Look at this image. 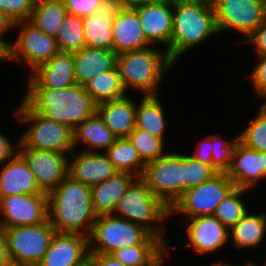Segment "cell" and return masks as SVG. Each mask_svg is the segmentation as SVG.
<instances>
[{
	"label": "cell",
	"mask_w": 266,
	"mask_h": 266,
	"mask_svg": "<svg viewBox=\"0 0 266 266\" xmlns=\"http://www.w3.org/2000/svg\"><path fill=\"white\" fill-rule=\"evenodd\" d=\"M48 221L57 232L90 236L96 214L91 187L66 177L47 194Z\"/></svg>",
	"instance_id": "6da1fadb"
},
{
	"label": "cell",
	"mask_w": 266,
	"mask_h": 266,
	"mask_svg": "<svg viewBox=\"0 0 266 266\" xmlns=\"http://www.w3.org/2000/svg\"><path fill=\"white\" fill-rule=\"evenodd\" d=\"M215 35L220 34L211 0H173L170 60L175 65L188 51L203 46Z\"/></svg>",
	"instance_id": "7a4b0ae2"
},
{
	"label": "cell",
	"mask_w": 266,
	"mask_h": 266,
	"mask_svg": "<svg viewBox=\"0 0 266 266\" xmlns=\"http://www.w3.org/2000/svg\"><path fill=\"white\" fill-rule=\"evenodd\" d=\"M24 93L22 100L34 112L72 130L97 113L98 104L78 83L64 89H25Z\"/></svg>",
	"instance_id": "3957f363"
},
{
	"label": "cell",
	"mask_w": 266,
	"mask_h": 266,
	"mask_svg": "<svg viewBox=\"0 0 266 266\" xmlns=\"http://www.w3.org/2000/svg\"><path fill=\"white\" fill-rule=\"evenodd\" d=\"M117 67L127 94L132 92L145 96L158 95L160 86L165 82L164 77L171 74L176 65L164 49L151 46L118 54Z\"/></svg>",
	"instance_id": "277c9868"
},
{
	"label": "cell",
	"mask_w": 266,
	"mask_h": 266,
	"mask_svg": "<svg viewBox=\"0 0 266 266\" xmlns=\"http://www.w3.org/2000/svg\"><path fill=\"white\" fill-rule=\"evenodd\" d=\"M114 215L144 227L170 246L172 239H167L166 226L170 220V209L149 190L141 177H137L118 200Z\"/></svg>",
	"instance_id": "5b68a950"
},
{
	"label": "cell",
	"mask_w": 266,
	"mask_h": 266,
	"mask_svg": "<svg viewBox=\"0 0 266 266\" xmlns=\"http://www.w3.org/2000/svg\"><path fill=\"white\" fill-rule=\"evenodd\" d=\"M13 109L14 120L27 128L19 136L18 149H38L71 154L73 130L34 112L23 100Z\"/></svg>",
	"instance_id": "8992f818"
},
{
	"label": "cell",
	"mask_w": 266,
	"mask_h": 266,
	"mask_svg": "<svg viewBox=\"0 0 266 266\" xmlns=\"http://www.w3.org/2000/svg\"><path fill=\"white\" fill-rule=\"evenodd\" d=\"M136 244H164L144 227L114 214L98 216L89 236V253L112 254Z\"/></svg>",
	"instance_id": "52a82bcc"
},
{
	"label": "cell",
	"mask_w": 266,
	"mask_h": 266,
	"mask_svg": "<svg viewBox=\"0 0 266 266\" xmlns=\"http://www.w3.org/2000/svg\"><path fill=\"white\" fill-rule=\"evenodd\" d=\"M13 33L17 35L6 46V61L27 67V76L59 52L56 39L39 30L29 20L14 23Z\"/></svg>",
	"instance_id": "ba28073f"
},
{
	"label": "cell",
	"mask_w": 266,
	"mask_h": 266,
	"mask_svg": "<svg viewBox=\"0 0 266 266\" xmlns=\"http://www.w3.org/2000/svg\"><path fill=\"white\" fill-rule=\"evenodd\" d=\"M226 173H217L210 180L185 191L170 208V220L179 216V223L187 218L214 215L218 204L235 189ZM185 217V218H184Z\"/></svg>",
	"instance_id": "9c48e42d"
},
{
	"label": "cell",
	"mask_w": 266,
	"mask_h": 266,
	"mask_svg": "<svg viewBox=\"0 0 266 266\" xmlns=\"http://www.w3.org/2000/svg\"><path fill=\"white\" fill-rule=\"evenodd\" d=\"M10 262L37 266L50 246L55 228L49 221L31 226L3 228Z\"/></svg>",
	"instance_id": "30bf717a"
},
{
	"label": "cell",
	"mask_w": 266,
	"mask_h": 266,
	"mask_svg": "<svg viewBox=\"0 0 266 266\" xmlns=\"http://www.w3.org/2000/svg\"><path fill=\"white\" fill-rule=\"evenodd\" d=\"M179 151V152H178ZM184 151H167L145 165L142 179L169 209L183 194Z\"/></svg>",
	"instance_id": "8fae6325"
},
{
	"label": "cell",
	"mask_w": 266,
	"mask_h": 266,
	"mask_svg": "<svg viewBox=\"0 0 266 266\" xmlns=\"http://www.w3.org/2000/svg\"><path fill=\"white\" fill-rule=\"evenodd\" d=\"M211 2L219 34L238 33L237 39L240 35L241 40L236 41L237 44H241L266 19V0H211Z\"/></svg>",
	"instance_id": "7c38bea8"
},
{
	"label": "cell",
	"mask_w": 266,
	"mask_h": 266,
	"mask_svg": "<svg viewBox=\"0 0 266 266\" xmlns=\"http://www.w3.org/2000/svg\"><path fill=\"white\" fill-rule=\"evenodd\" d=\"M47 221V193L11 195L0 199L2 228L38 225Z\"/></svg>",
	"instance_id": "4fadbf2b"
},
{
	"label": "cell",
	"mask_w": 266,
	"mask_h": 266,
	"mask_svg": "<svg viewBox=\"0 0 266 266\" xmlns=\"http://www.w3.org/2000/svg\"><path fill=\"white\" fill-rule=\"evenodd\" d=\"M184 249L191 248L198 255H216L222 248L229 246V230L213 215L198 216L185 219ZM220 250V251H218ZM215 252V253H214Z\"/></svg>",
	"instance_id": "5bb4252c"
},
{
	"label": "cell",
	"mask_w": 266,
	"mask_h": 266,
	"mask_svg": "<svg viewBox=\"0 0 266 266\" xmlns=\"http://www.w3.org/2000/svg\"><path fill=\"white\" fill-rule=\"evenodd\" d=\"M134 9L137 11L148 42L152 46H161L162 49H165L170 59L173 0H147Z\"/></svg>",
	"instance_id": "9a60e30c"
},
{
	"label": "cell",
	"mask_w": 266,
	"mask_h": 266,
	"mask_svg": "<svg viewBox=\"0 0 266 266\" xmlns=\"http://www.w3.org/2000/svg\"><path fill=\"white\" fill-rule=\"evenodd\" d=\"M18 152L27 161L43 192L48 194L68 177L70 154L38 149H18Z\"/></svg>",
	"instance_id": "2e32d148"
},
{
	"label": "cell",
	"mask_w": 266,
	"mask_h": 266,
	"mask_svg": "<svg viewBox=\"0 0 266 266\" xmlns=\"http://www.w3.org/2000/svg\"><path fill=\"white\" fill-rule=\"evenodd\" d=\"M226 174L236 188L255 191L266 182V152L255 151L238 141Z\"/></svg>",
	"instance_id": "e0dca14e"
},
{
	"label": "cell",
	"mask_w": 266,
	"mask_h": 266,
	"mask_svg": "<svg viewBox=\"0 0 266 266\" xmlns=\"http://www.w3.org/2000/svg\"><path fill=\"white\" fill-rule=\"evenodd\" d=\"M26 78V89H64L76 84L74 53L58 52Z\"/></svg>",
	"instance_id": "ac0fdd59"
},
{
	"label": "cell",
	"mask_w": 266,
	"mask_h": 266,
	"mask_svg": "<svg viewBox=\"0 0 266 266\" xmlns=\"http://www.w3.org/2000/svg\"><path fill=\"white\" fill-rule=\"evenodd\" d=\"M89 260V237L79 233L55 232L37 266H81Z\"/></svg>",
	"instance_id": "d6986e66"
},
{
	"label": "cell",
	"mask_w": 266,
	"mask_h": 266,
	"mask_svg": "<svg viewBox=\"0 0 266 266\" xmlns=\"http://www.w3.org/2000/svg\"><path fill=\"white\" fill-rule=\"evenodd\" d=\"M124 10L116 0H102L95 13L83 17L86 47L113 50L112 20Z\"/></svg>",
	"instance_id": "ffe728a7"
},
{
	"label": "cell",
	"mask_w": 266,
	"mask_h": 266,
	"mask_svg": "<svg viewBox=\"0 0 266 266\" xmlns=\"http://www.w3.org/2000/svg\"><path fill=\"white\" fill-rule=\"evenodd\" d=\"M76 151L68 159V176L75 181L92 187L119 172L105 153Z\"/></svg>",
	"instance_id": "44dd1931"
},
{
	"label": "cell",
	"mask_w": 266,
	"mask_h": 266,
	"mask_svg": "<svg viewBox=\"0 0 266 266\" xmlns=\"http://www.w3.org/2000/svg\"><path fill=\"white\" fill-rule=\"evenodd\" d=\"M43 192L24 157L15 153L0 167V199L11 195L41 194Z\"/></svg>",
	"instance_id": "7402d4cb"
},
{
	"label": "cell",
	"mask_w": 266,
	"mask_h": 266,
	"mask_svg": "<svg viewBox=\"0 0 266 266\" xmlns=\"http://www.w3.org/2000/svg\"><path fill=\"white\" fill-rule=\"evenodd\" d=\"M113 51L118 55L151 47L134 8L125 10L112 20Z\"/></svg>",
	"instance_id": "603a6c76"
},
{
	"label": "cell",
	"mask_w": 266,
	"mask_h": 266,
	"mask_svg": "<svg viewBox=\"0 0 266 266\" xmlns=\"http://www.w3.org/2000/svg\"><path fill=\"white\" fill-rule=\"evenodd\" d=\"M134 98L128 94L97 105V113L117 138H127L136 127L137 100Z\"/></svg>",
	"instance_id": "cb8c5ba5"
},
{
	"label": "cell",
	"mask_w": 266,
	"mask_h": 266,
	"mask_svg": "<svg viewBox=\"0 0 266 266\" xmlns=\"http://www.w3.org/2000/svg\"><path fill=\"white\" fill-rule=\"evenodd\" d=\"M255 211L248 210L229 230V245L237 252L258 249L266 243V210Z\"/></svg>",
	"instance_id": "d4e9b609"
},
{
	"label": "cell",
	"mask_w": 266,
	"mask_h": 266,
	"mask_svg": "<svg viewBox=\"0 0 266 266\" xmlns=\"http://www.w3.org/2000/svg\"><path fill=\"white\" fill-rule=\"evenodd\" d=\"M117 137L104 124L98 113L85 119L73 130L74 148L85 152L104 153L110 148ZM83 148V149H82Z\"/></svg>",
	"instance_id": "484cf974"
},
{
	"label": "cell",
	"mask_w": 266,
	"mask_h": 266,
	"mask_svg": "<svg viewBox=\"0 0 266 266\" xmlns=\"http://www.w3.org/2000/svg\"><path fill=\"white\" fill-rule=\"evenodd\" d=\"M136 178L132 173L118 172L115 176L92 186V202L96 216L114 214L118 200Z\"/></svg>",
	"instance_id": "4316f807"
},
{
	"label": "cell",
	"mask_w": 266,
	"mask_h": 266,
	"mask_svg": "<svg viewBox=\"0 0 266 266\" xmlns=\"http://www.w3.org/2000/svg\"><path fill=\"white\" fill-rule=\"evenodd\" d=\"M117 65V54L113 50L85 47L74 53L76 82L84 85L94 76L107 72Z\"/></svg>",
	"instance_id": "83f0119b"
},
{
	"label": "cell",
	"mask_w": 266,
	"mask_h": 266,
	"mask_svg": "<svg viewBox=\"0 0 266 266\" xmlns=\"http://www.w3.org/2000/svg\"><path fill=\"white\" fill-rule=\"evenodd\" d=\"M159 95L139 97L137 100L136 128L162 138L167 143L166 138L168 137L165 135H167L169 119H167L166 107Z\"/></svg>",
	"instance_id": "f1b7e54d"
},
{
	"label": "cell",
	"mask_w": 266,
	"mask_h": 266,
	"mask_svg": "<svg viewBox=\"0 0 266 266\" xmlns=\"http://www.w3.org/2000/svg\"><path fill=\"white\" fill-rule=\"evenodd\" d=\"M67 14L64 0H36L29 21L55 38Z\"/></svg>",
	"instance_id": "f546056e"
},
{
	"label": "cell",
	"mask_w": 266,
	"mask_h": 266,
	"mask_svg": "<svg viewBox=\"0 0 266 266\" xmlns=\"http://www.w3.org/2000/svg\"><path fill=\"white\" fill-rule=\"evenodd\" d=\"M85 90L97 104L127 96L117 65L104 73L94 76L84 84Z\"/></svg>",
	"instance_id": "4dcf8cb0"
},
{
	"label": "cell",
	"mask_w": 266,
	"mask_h": 266,
	"mask_svg": "<svg viewBox=\"0 0 266 266\" xmlns=\"http://www.w3.org/2000/svg\"><path fill=\"white\" fill-rule=\"evenodd\" d=\"M119 172H128L142 177L146 163L128 138H117L104 152Z\"/></svg>",
	"instance_id": "1f68e13d"
},
{
	"label": "cell",
	"mask_w": 266,
	"mask_h": 266,
	"mask_svg": "<svg viewBox=\"0 0 266 266\" xmlns=\"http://www.w3.org/2000/svg\"><path fill=\"white\" fill-rule=\"evenodd\" d=\"M251 190L235 188L222 200L214 213L217 218L228 230H230L243 216L250 210L248 203H245L246 196ZM247 194V195H246ZM245 196V197H244ZM247 205V206H246Z\"/></svg>",
	"instance_id": "d6a6232c"
},
{
	"label": "cell",
	"mask_w": 266,
	"mask_h": 266,
	"mask_svg": "<svg viewBox=\"0 0 266 266\" xmlns=\"http://www.w3.org/2000/svg\"><path fill=\"white\" fill-rule=\"evenodd\" d=\"M59 51L75 53L86 47L83 34V18L67 14L55 37Z\"/></svg>",
	"instance_id": "836d02e7"
},
{
	"label": "cell",
	"mask_w": 266,
	"mask_h": 266,
	"mask_svg": "<svg viewBox=\"0 0 266 266\" xmlns=\"http://www.w3.org/2000/svg\"><path fill=\"white\" fill-rule=\"evenodd\" d=\"M259 105L255 116L238 135L239 141L246 147L266 152V103Z\"/></svg>",
	"instance_id": "e575fe53"
},
{
	"label": "cell",
	"mask_w": 266,
	"mask_h": 266,
	"mask_svg": "<svg viewBox=\"0 0 266 266\" xmlns=\"http://www.w3.org/2000/svg\"><path fill=\"white\" fill-rule=\"evenodd\" d=\"M127 138L146 164L157 160L169 150L168 148L166 149V142L162 138L136 127L130 132Z\"/></svg>",
	"instance_id": "d590c367"
},
{
	"label": "cell",
	"mask_w": 266,
	"mask_h": 266,
	"mask_svg": "<svg viewBox=\"0 0 266 266\" xmlns=\"http://www.w3.org/2000/svg\"><path fill=\"white\" fill-rule=\"evenodd\" d=\"M166 247L165 244H136L118 249L112 255L124 266H147Z\"/></svg>",
	"instance_id": "8d00e7d4"
},
{
	"label": "cell",
	"mask_w": 266,
	"mask_h": 266,
	"mask_svg": "<svg viewBox=\"0 0 266 266\" xmlns=\"http://www.w3.org/2000/svg\"><path fill=\"white\" fill-rule=\"evenodd\" d=\"M216 174L217 171L211 165L198 161L188 152H184L183 193L210 180Z\"/></svg>",
	"instance_id": "74e56055"
},
{
	"label": "cell",
	"mask_w": 266,
	"mask_h": 266,
	"mask_svg": "<svg viewBox=\"0 0 266 266\" xmlns=\"http://www.w3.org/2000/svg\"><path fill=\"white\" fill-rule=\"evenodd\" d=\"M222 136L221 133L212 134V167L217 173H226L232 162L233 152L239 141V135H233L232 139Z\"/></svg>",
	"instance_id": "f35d334b"
},
{
	"label": "cell",
	"mask_w": 266,
	"mask_h": 266,
	"mask_svg": "<svg viewBox=\"0 0 266 266\" xmlns=\"http://www.w3.org/2000/svg\"><path fill=\"white\" fill-rule=\"evenodd\" d=\"M256 59L254 65H252L251 72L244 76L247 77L251 84L253 85V90L255 92V98L259 100V98L263 101L262 103H266V55H258L254 56Z\"/></svg>",
	"instance_id": "ab89813d"
},
{
	"label": "cell",
	"mask_w": 266,
	"mask_h": 266,
	"mask_svg": "<svg viewBox=\"0 0 266 266\" xmlns=\"http://www.w3.org/2000/svg\"><path fill=\"white\" fill-rule=\"evenodd\" d=\"M36 0H0V9L13 23L29 20Z\"/></svg>",
	"instance_id": "60d3db41"
},
{
	"label": "cell",
	"mask_w": 266,
	"mask_h": 266,
	"mask_svg": "<svg viewBox=\"0 0 266 266\" xmlns=\"http://www.w3.org/2000/svg\"><path fill=\"white\" fill-rule=\"evenodd\" d=\"M64 3L68 14L83 18L95 13L102 0H64Z\"/></svg>",
	"instance_id": "b9f144b4"
},
{
	"label": "cell",
	"mask_w": 266,
	"mask_h": 266,
	"mask_svg": "<svg viewBox=\"0 0 266 266\" xmlns=\"http://www.w3.org/2000/svg\"><path fill=\"white\" fill-rule=\"evenodd\" d=\"M251 47L254 56L266 55V19L242 42Z\"/></svg>",
	"instance_id": "7bdbcfd3"
},
{
	"label": "cell",
	"mask_w": 266,
	"mask_h": 266,
	"mask_svg": "<svg viewBox=\"0 0 266 266\" xmlns=\"http://www.w3.org/2000/svg\"><path fill=\"white\" fill-rule=\"evenodd\" d=\"M194 149L193 153L191 151L189 153L193 158L212 166V134H208L200 139Z\"/></svg>",
	"instance_id": "ee69618b"
},
{
	"label": "cell",
	"mask_w": 266,
	"mask_h": 266,
	"mask_svg": "<svg viewBox=\"0 0 266 266\" xmlns=\"http://www.w3.org/2000/svg\"><path fill=\"white\" fill-rule=\"evenodd\" d=\"M13 141L6 133L0 131V167L18 152L19 137L15 143Z\"/></svg>",
	"instance_id": "f6af8a7d"
},
{
	"label": "cell",
	"mask_w": 266,
	"mask_h": 266,
	"mask_svg": "<svg viewBox=\"0 0 266 266\" xmlns=\"http://www.w3.org/2000/svg\"><path fill=\"white\" fill-rule=\"evenodd\" d=\"M93 266H124L112 254L89 253Z\"/></svg>",
	"instance_id": "bcb514c9"
},
{
	"label": "cell",
	"mask_w": 266,
	"mask_h": 266,
	"mask_svg": "<svg viewBox=\"0 0 266 266\" xmlns=\"http://www.w3.org/2000/svg\"><path fill=\"white\" fill-rule=\"evenodd\" d=\"M14 23L11 19L0 9V40L7 46L11 39L9 34H13ZM12 31V32H11ZM8 33V38L6 34Z\"/></svg>",
	"instance_id": "7dc6e473"
},
{
	"label": "cell",
	"mask_w": 266,
	"mask_h": 266,
	"mask_svg": "<svg viewBox=\"0 0 266 266\" xmlns=\"http://www.w3.org/2000/svg\"><path fill=\"white\" fill-rule=\"evenodd\" d=\"M177 246H167L154 260H152L147 266H165V262L170 261L172 254L171 252L176 251Z\"/></svg>",
	"instance_id": "c3c4849f"
},
{
	"label": "cell",
	"mask_w": 266,
	"mask_h": 266,
	"mask_svg": "<svg viewBox=\"0 0 266 266\" xmlns=\"http://www.w3.org/2000/svg\"><path fill=\"white\" fill-rule=\"evenodd\" d=\"M10 263L11 262H10V259L8 257L4 230L0 226V266H6V265H8Z\"/></svg>",
	"instance_id": "681fc988"
},
{
	"label": "cell",
	"mask_w": 266,
	"mask_h": 266,
	"mask_svg": "<svg viewBox=\"0 0 266 266\" xmlns=\"http://www.w3.org/2000/svg\"><path fill=\"white\" fill-rule=\"evenodd\" d=\"M122 4L125 8H136L147 0H116Z\"/></svg>",
	"instance_id": "f907efd6"
},
{
	"label": "cell",
	"mask_w": 266,
	"mask_h": 266,
	"mask_svg": "<svg viewBox=\"0 0 266 266\" xmlns=\"http://www.w3.org/2000/svg\"><path fill=\"white\" fill-rule=\"evenodd\" d=\"M0 62H6V45L0 40Z\"/></svg>",
	"instance_id": "816d5d0a"
},
{
	"label": "cell",
	"mask_w": 266,
	"mask_h": 266,
	"mask_svg": "<svg viewBox=\"0 0 266 266\" xmlns=\"http://www.w3.org/2000/svg\"><path fill=\"white\" fill-rule=\"evenodd\" d=\"M256 262V263H255ZM245 264H242L241 266H262L259 264V261L257 263V261H254V258H253V261L251 259H248L247 262H244ZM234 263H231V261L228 263V266H235L233 265ZM236 266H239V265H236Z\"/></svg>",
	"instance_id": "f5cc1de1"
},
{
	"label": "cell",
	"mask_w": 266,
	"mask_h": 266,
	"mask_svg": "<svg viewBox=\"0 0 266 266\" xmlns=\"http://www.w3.org/2000/svg\"><path fill=\"white\" fill-rule=\"evenodd\" d=\"M228 259H226V260H219V261H216V260H214V261H212L211 263H209V266H228V263L230 262V261H227ZM205 266H207V265H205Z\"/></svg>",
	"instance_id": "db71d44e"
},
{
	"label": "cell",
	"mask_w": 266,
	"mask_h": 266,
	"mask_svg": "<svg viewBox=\"0 0 266 266\" xmlns=\"http://www.w3.org/2000/svg\"><path fill=\"white\" fill-rule=\"evenodd\" d=\"M81 266H93L90 260H87L83 265Z\"/></svg>",
	"instance_id": "11a10c76"
},
{
	"label": "cell",
	"mask_w": 266,
	"mask_h": 266,
	"mask_svg": "<svg viewBox=\"0 0 266 266\" xmlns=\"http://www.w3.org/2000/svg\"><path fill=\"white\" fill-rule=\"evenodd\" d=\"M265 253H266V252H265ZM263 259H265V260H262V261H261V263L264 261V262L262 263V266H266V257H264Z\"/></svg>",
	"instance_id": "9f6ffc18"
},
{
	"label": "cell",
	"mask_w": 266,
	"mask_h": 266,
	"mask_svg": "<svg viewBox=\"0 0 266 266\" xmlns=\"http://www.w3.org/2000/svg\"><path fill=\"white\" fill-rule=\"evenodd\" d=\"M6 266H16V265H14L13 263H10V264H8Z\"/></svg>",
	"instance_id": "6f0895ef"
}]
</instances>
